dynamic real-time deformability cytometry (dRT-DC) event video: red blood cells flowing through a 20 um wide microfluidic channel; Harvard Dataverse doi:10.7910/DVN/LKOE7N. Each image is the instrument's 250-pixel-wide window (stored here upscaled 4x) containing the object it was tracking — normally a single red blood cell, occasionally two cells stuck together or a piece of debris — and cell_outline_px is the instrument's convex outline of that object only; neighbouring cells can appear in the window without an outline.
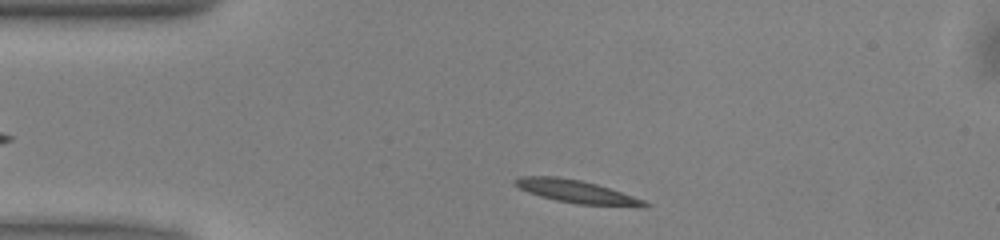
{"species": "common noctule bat (a hibernating species)", "species_latin": "Nyctalus noctula", "temperature_condition": "warm", "stored_images_in_passage": 42, "camera_frame_rate_fps": 3000, "um_per_image_px": 0.085, "animal": {"sex": "male", "body_mass_g": 13.0, "forearm_length_mm": 53.1}, "frame": {"image": 1, "passage_image": 2, "time_ms": 0.333, "image_size_px": [1000, 240], "cell_outline_px": [[652, 204], [644, 208], [576, 204], [556, 200], [540, 196], [528, 192], [520, 188], [512, 180], [520, 176], [556, 176], [580, 180], [596, 184], [644, 200]], "centroid_in_image_um": [49.06, 16.31], "position_along_channel_um": 35.9, "area_um2": 17.4}}
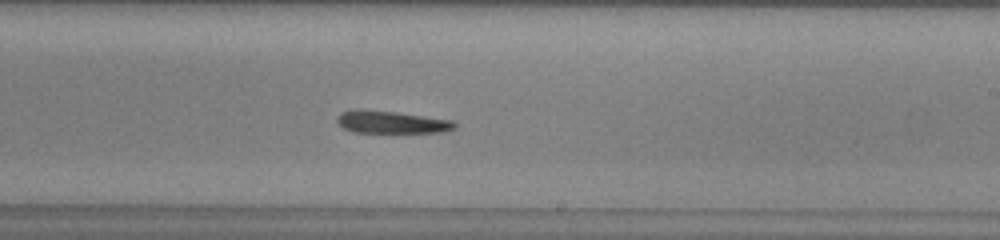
{"frame": {"image": 2, "passage_image": 21, "time_ms": 6.667, "image_size_px": [1000, 240], "cell_outline_px": [[456, 128], [444, 132], [352, 132], [344, 128], [336, 120], [336, 116], [340, 112], [392, 112], [452, 120], [456, 124]], "centroid_in_image_um": [33.35, 10.43], "position_along_channel_um": 255.7, "area_um2": 14.51}}
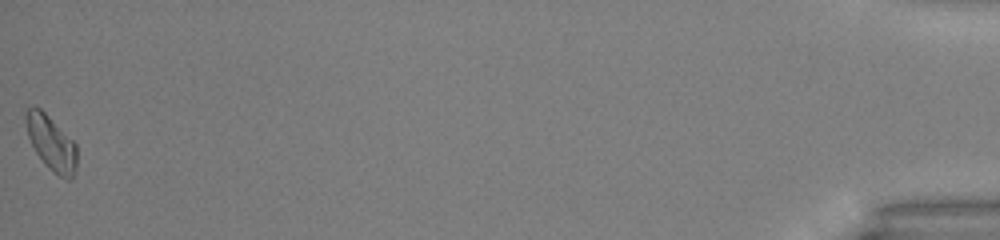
{"frame": {"image": 3, "passage_image": 42, "time_ms": 13.667, "image_size_px": [1000, 240], "cell_outline_px": [[76, 172], [72, 180], [68, 180], [52, 172], [44, 164], [36, 152], [28, 136], [24, 120], [24, 112], [32, 104], [40, 108], [76, 144]], "centroid_in_image_um": [4.33, 12.16], "position_along_channel_um": 430.9, "area_um2": 16.36}, "authors_computed_cell_mechanics": {"area_um2": 16.3574, "velocity_mm_per_s": 4.0229, "shape_relaxation_time_tau1_ms": 5.251, "shape_relaxation_time_tau2_ms": null, "deformation_change_tau1": 0.1498, "deformation_change_tau2": null}}